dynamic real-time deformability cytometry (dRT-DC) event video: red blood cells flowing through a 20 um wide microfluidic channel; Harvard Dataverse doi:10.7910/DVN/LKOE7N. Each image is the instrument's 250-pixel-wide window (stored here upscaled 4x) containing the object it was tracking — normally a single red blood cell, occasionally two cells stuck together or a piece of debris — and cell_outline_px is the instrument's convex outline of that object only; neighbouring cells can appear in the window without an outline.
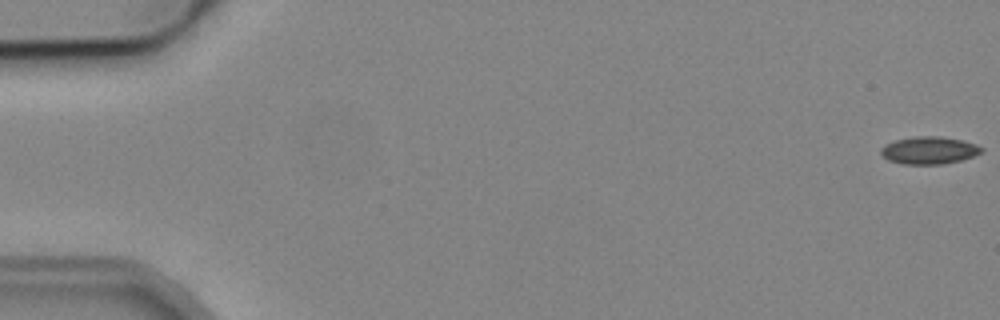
{"species": "common noctule bat (a hibernating species)", "species_latin": "Nyctalus noctula", "temperature_condition": "cold", "stored_images_in_passage": 7, "camera_frame_rate_fps": 3000, "um_per_image_px": 0.085, "animal": {"sex": "male", "body_mass_g": 19.2, "forearm_length_mm": 51.8}, "frame": {"image": 1, "passage_image": 1, "time_ms": 0.0, "image_size_px": [1000, 320], "cell_outline_px": [[984, 152], [960, 160], [940, 164], [904, 164], [888, 160], [880, 152], [880, 148], [884, 144], [896, 140], [916, 136], [940, 136], [960, 140], [976, 144], [984, 148]], "centroid_in_image_um": [78.97, 12.77], "position_along_channel_um": 6.0, "area_um2": 16.01}}
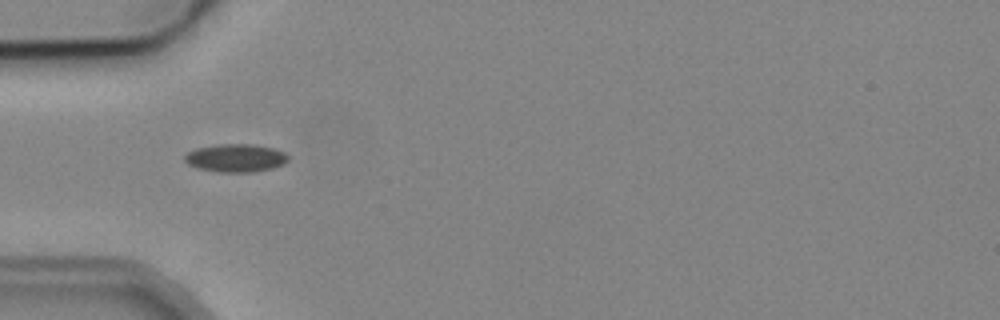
{"frame": {"image": 2, "passage_image": 5, "time_ms": 5.667, "image_size_px": [1000, 320], "cell_outline_px": [[288, 160], [284, 164], [272, 168], [252, 172], [220, 172], [196, 168], [188, 164], [184, 160], [184, 156], [188, 152], [196, 148], [216, 144], [252, 144], [276, 148], [284, 152], [288, 156]], "centroid_in_image_um": [20.03, 13.42], "position_along_channel_um": 65.0, "area_um2": 17.05}}
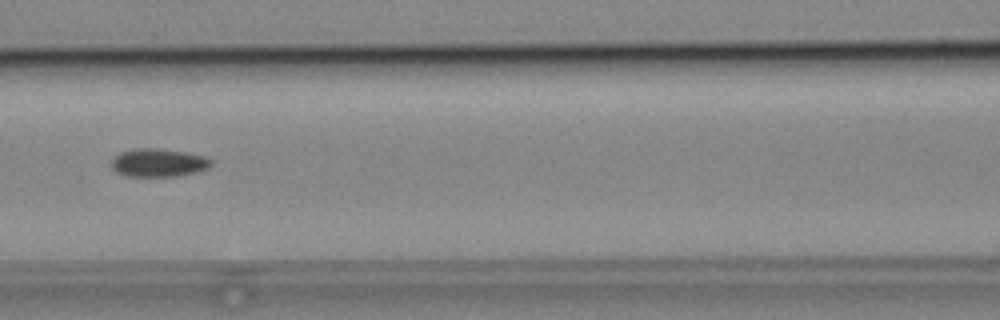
{"frame": {"image": 3, "passage_image": 7, "time_ms": 8.0, "image_size_px": [1000, 320], "cell_outline_px": [[212, 164], [208, 168], [196, 172], [176, 176], [128, 176], [116, 172], [112, 168], [112, 156], [120, 152], [132, 148], [160, 148], [184, 152], [204, 156], [212, 160]], "centroid_in_image_um": [13.43, 13.82], "position_along_channel_um": 153.2, "area_um2": 16.47}}